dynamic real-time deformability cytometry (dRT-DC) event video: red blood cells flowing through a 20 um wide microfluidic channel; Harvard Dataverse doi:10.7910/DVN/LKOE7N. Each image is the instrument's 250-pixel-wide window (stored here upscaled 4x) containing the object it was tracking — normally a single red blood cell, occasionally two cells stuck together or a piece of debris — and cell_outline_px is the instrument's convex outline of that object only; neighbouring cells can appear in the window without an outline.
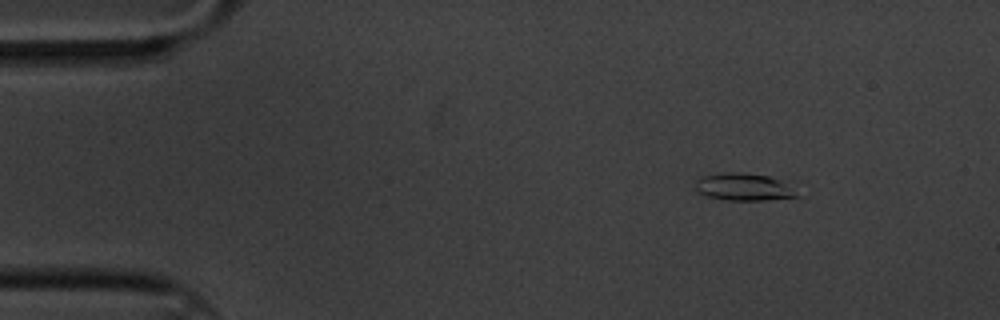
{"species": "common noctule bat (a hibernating species)", "species_latin": "Nyctalus noctula", "temperature_condition": "cold", "stored_images_in_passage": 5, "camera_frame_rate_fps": 3000, "um_per_image_px": 0.085, "animal": {"sex": "male", "body_mass_g": 20.1, "forearm_length_mm": 53.5}, "frame": {"image": 1, "passage_image": 2, "time_ms": 0.333, "image_size_px": [1000, 320], "cell_outline_px": [[804, 196], [764, 200], [724, 200], [708, 196], [696, 192], [696, 180], [700, 176], [720, 172], [740, 172], [800, 180]], "centroid_in_image_um": [63.54, 15.87], "position_along_channel_um": 21.5, "area_um2": 17.86}}